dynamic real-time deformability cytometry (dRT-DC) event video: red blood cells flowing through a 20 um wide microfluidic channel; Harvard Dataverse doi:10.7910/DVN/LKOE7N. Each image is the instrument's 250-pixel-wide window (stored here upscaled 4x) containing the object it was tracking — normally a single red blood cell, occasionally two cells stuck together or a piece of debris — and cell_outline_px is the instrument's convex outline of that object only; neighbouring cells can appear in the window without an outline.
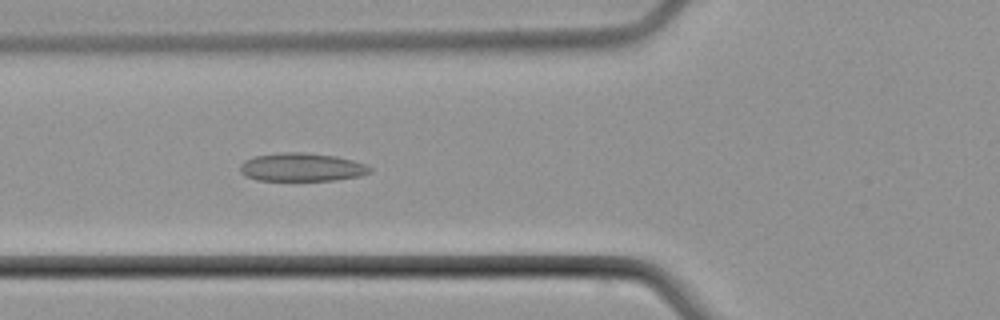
{"species": "common noctule bat (a hibernating species)", "species_latin": "Nyctalus noctula", "temperature_condition": "cold", "stored_images_in_passage": 5, "camera_frame_rate_fps": 3000, "um_per_image_px": 0.085, "animal": {"sex": "male", "body_mass_g": 21.5, "forearm_length_mm": 52.0}, "frame": {"image": 1, "passage_image": 5, "time_ms": 4.667, "image_size_px": [1000, 320], "cell_outline_px": [[372, 172], [360, 176], [332, 180], [256, 180], [244, 176], [240, 172], [240, 164], [244, 160], [256, 156], [284, 152], [300, 152], [336, 156], [352, 160], [364, 164], [372, 168]], "centroid_in_image_um": [25.63, 14.21], "position_along_channel_um": 100.2, "area_um2": 21.33}}